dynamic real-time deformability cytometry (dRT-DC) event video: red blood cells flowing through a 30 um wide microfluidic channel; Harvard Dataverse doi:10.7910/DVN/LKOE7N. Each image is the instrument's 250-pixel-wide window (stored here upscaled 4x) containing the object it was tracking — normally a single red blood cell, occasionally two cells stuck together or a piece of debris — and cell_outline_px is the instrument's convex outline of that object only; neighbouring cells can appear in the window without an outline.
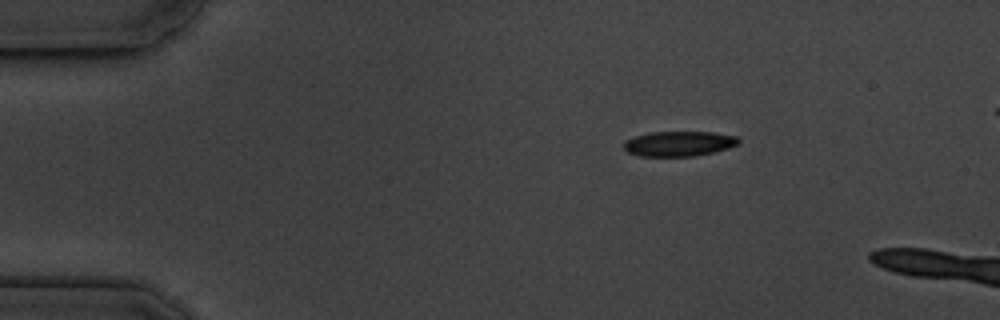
{"species": "common noctule bat (a hibernating species)", "species_latin": "Nyctalus noctula", "temperature_condition": "cold", "stored_images_in_passage": 2, "segment_of_instrument_passage": [1, 2], "camera_frame_rate_fps": 3000, "um_per_image_px": 0.085, "animal": {"sex": "male", "body_mass_g": 19.5, "forearm_length_mm": 54.6}, "frame": {"image": 1, "passage_image": 1, "time_ms": 0.0, "image_size_px": [1000, 320], "cell_outline_px": [[736, 140], [732, 144], [700, 152], [640, 152], [628, 148], [628, 144], [652, 136], [716, 136]], "centroid_in_image_um": [57.76, 12.23], "position_along_channel_um": 27.2, "area_um2": 10.12}}